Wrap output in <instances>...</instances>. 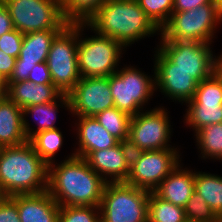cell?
Wrapping results in <instances>:
<instances>
[{
    "label": "cell",
    "instance_id": "obj_1",
    "mask_svg": "<svg viewBox=\"0 0 222 222\" xmlns=\"http://www.w3.org/2000/svg\"><path fill=\"white\" fill-rule=\"evenodd\" d=\"M48 165L47 191L60 206L99 207L107 182L84 158L74 155Z\"/></svg>",
    "mask_w": 222,
    "mask_h": 222
},
{
    "label": "cell",
    "instance_id": "obj_2",
    "mask_svg": "<svg viewBox=\"0 0 222 222\" xmlns=\"http://www.w3.org/2000/svg\"><path fill=\"white\" fill-rule=\"evenodd\" d=\"M0 187L6 196L37 194L48 188V165L29 141L0 147Z\"/></svg>",
    "mask_w": 222,
    "mask_h": 222
},
{
    "label": "cell",
    "instance_id": "obj_3",
    "mask_svg": "<svg viewBox=\"0 0 222 222\" xmlns=\"http://www.w3.org/2000/svg\"><path fill=\"white\" fill-rule=\"evenodd\" d=\"M86 25L94 33L120 42L124 48L160 32L136 0H107Z\"/></svg>",
    "mask_w": 222,
    "mask_h": 222
},
{
    "label": "cell",
    "instance_id": "obj_4",
    "mask_svg": "<svg viewBox=\"0 0 222 222\" xmlns=\"http://www.w3.org/2000/svg\"><path fill=\"white\" fill-rule=\"evenodd\" d=\"M222 21V9L215 3L198 8L173 12L161 28V40L211 43L216 25Z\"/></svg>",
    "mask_w": 222,
    "mask_h": 222
},
{
    "label": "cell",
    "instance_id": "obj_5",
    "mask_svg": "<svg viewBox=\"0 0 222 222\" xmlns=\"http://www.w3.org/2000/svg\"><path fill=\"white\" fill-rule=\"evenodd\" d=\"M72 25L78 30L77 62L80 77H108L116 73L124 46L97 33L91 38H79L86 23Z\"/></svg>",
    "mask_w": 222,
    "mask_h": 222
},
{
    "label": "cell",
    "instance_id": "obj_6",
    "mask_svg": "<svg viewBox=\"0 0 222 222\" xmlns=\"http://www.w3.org/2000/svg\"><path fill=\"white\" fill-rule=\"evenodd\" d=\"M149 195L125 182L107 183L99 206L101 222H148Z\"/></svg>",
    "mask_w": 222,
    "mask_h": 222
},
{
    "label": "cell",
    "instance_id": "obj_7",
    "mask_svg": "<svg viewBox=\"0 0 222 222\" xmlns=\"http://www.w3.org/2000/svg\"><path fill=\"white\" fill-rule=\"evenodd\" d=\"M9 11L14 29L25 34L43 30H63L69 23L61 0H1Z\"/></svg>",
    "mask_w": 222,
    "mask_h": 222
},
{
    "label": "cell",
    "instance_id": "obj_8",
    "mask_svg": "<svg viewBox=\"0 0 222 222\" xmlns=\"http://www.w3.org/2000/svg\"><path fill=\"white\" fill-rule=\"evenodd\" d=\"M78 30L68 24L52 41L46 63L53 85L68 95L80 80L77 62Z\"/></svg>",
    "mask_w": 222,
    "mask_h": 222
},
{
    "label": "cell",
    "instance_id": "obj_9",
    "mask_svg": "<svg viewBox=\"0 0 222 222\" xmlns=\"http://www.w3.org/2000/svg\"><path fill=\"white\" fill-rule=\"evenodd\" d=\"M178 149L131 153L130 172L125 183L153 192L180 164Z\"/></svg>",
    "mask_w": 222,
    "mask_h": 222
},
{
    "label": "cell",
    "instance_id": "obj_10",
    "mask_svg": "<svg viewBox=\"0 0 222 222\" xmlns=\"http://www.w3.org/2000/svg\"><path fill=\"white\" fill-rule=\"evenodd\" d=\"M146 111L131 116L127 141L131 153L177 149L168 144L172 132L168 112L163 106Z\"/></svg>",
    "mask_w": 222,
    "mask_h": 222
},
{
    "label": "cell",
    "instance_id": "obj_11",
    "mask_svg": "<svg viewBox=\"0 0 222 222\" xmlns=\"http://www.w3.org/2000/svg\"><path fill=\"white\" fill-rule=\"evenodd\" d=\"M109 86L114 107L134 116L142 111L143 105L152 97L155 80L136 67L125 66L109 76Z\"/></svg>",
    "mask_w": 222,
    "mask_h": 222
},
{
    "label": "cell",
    "instance_id": "obj_12",
    "mask_svg": "<svg viewBox=\"0 0 222 222\" xmlns=\"http://www.w3.org/2000/svg\"><path fill=\"white\" fill-rule=\"evenodd\" d=\"M160 42L158 49L172 62V69L191 73L198 84L214 73L218 56H213L210 48L212 43L176 40Z\"/></svg>",
    "mask_w": 222,
    "mask_h": 222
},
{
    "label": "cell",
    "instance_id": "obj_13",
    "mask_svg": "<svg viewBox=\"0 0 222 222\" xmlns=\"http://www.w3.org/2000/svg\"><path fill=\"white\" fill-rule=\"evenodd\" d=\"M185 122L197 132L205 125L222 123V84L213 73L197 85Z\"/></svg>",
    "mask_w": 222,
    "mask_h": 222
},
{
    "label": "cell",
    "instance_id": "obj_14",
    "mask_svg": "<svg viewBox=\"0 0 222 222\" xmlns=\"http://www.w3.org/2000/svg\"><path fill=\"white\" fill-rule=\"evenodd\" d=\"M70 112L78 117H95L114 107L108 77H81L68 94Z\"/></svg>",
    "mask_w": 222,
    "mask_h": 222
},
{
    "label": "cell",
    "instance_id": "obj_15",
    "mask_svg": "<svg viewBox=\"0 0 222 222\" xmlns=\"http://www.w3.org/2000/svg\"><path fill=\"white\" fill-rule=\"evenodd\" d=\"M154 80L155 89H160L171 100L189 102L195 95L198 83L191 73L172 69V62L159 50L155 51ZM158 87V88H157Z\"/></svg>",
    "mask_w": 222,
    "mask_h": 222
},
{
    "label": "cell",
    "instance_id": "obj_16",
    "mask_svg": "<svg viewBox=\"0 0 222 222\" xmlns=\"http://www.w3.org/2000/svg\"><path fill=\"white\" fill-rule=\"evenodd\" d=\"M62 30H43L24 34L20 54L10 78L6 82L28 80L36 64L46 62L52 41Z\"/></svg>",
    "mask_w": 222,
    "mask_h": 222
},
{
    "label": "cell",
    "instance_id": "obj_17",
    "mask_svg": "<svg viewBox=\"0 0 222 222\" xmlns=\"http://www.w3.org/2000/svg\"><path fill=\"white\" fill-rule=\"evenodd\" d=\"M84 159L107 183L126 182L128 178L131 150L127 142H119L105 150L92 151Z\"/></svg>",
    "mask_w": 222,
    "mask_h": 222
},
{
    "label": "cell",
    "instance_id": "obj_18",
    "mask_svg": "<svg viewBox=\"0 0 222 222\" xmlns=\"http://www.w3.org/2000/svg\"><path fill=\"white\" fill-rule=\"evenodd\" d=\"M7 97L21 109L50 103L62 95L53 84H35L31 81L5 82Z\"/></svg>",
    "mask_w": 222,
    "mask_h": 222
},
{
    "label": "cell",
    "instance_id": "obj_19",
    "mask_svg": "<svg viewBox=\"0 0 222 222\" xmlns=\"http://www.w3.org/2000/svg\"><path fill=\"white\" fill-rule=\"evenodd\" d=\"M60 206L46 190L37 194H18L20 222H59Z\"/></svg>",
    "mask_w": 222,
    "mask_h": 222
},
{
    "label": "cell",
    "instance_id": "obj_20",
    "mask_svg": "<svg viewBox=\"0 0 222 222\" xmlns=\"http://www.w3.org/2000/svg\"><path fill=\"white\" fill-rule=\"evenodd\" d=\"M77 136L79 147L75 156L85 158L95 150L112 148L119 143L94 117H78Z\"/></svg>",
    "mask_w": 222,
    "mask_h": 222
},
{
    "label": "cell",
    "instance_id": "obj_21",
    "mask_svg": "<svg viewBox=\"0 0 222 222\" xmlns=\"http://www.w3.org/2000/svg\"><path fill=\"white\" fill-rule=\"evenodd\" d=\"M194 180L195 173L182 169L179 164L153 192L163 200L184 207L195 191Z\"/></svg>",
    "mask_w": 222,
    "mask_h": 222
},
{
    "label": "cell",
    "instance_id": "obj_22",
    "mask_svg": "<svg viewBox=\"0 0 222 222\" xmlns=\"http://www.w3.org/2000/svg\"><path fill=\"white\" fill-rule=\"evenodd\" d=\"M28 141L23 129V109L6 97L0 104V147Z\"/></svg>",
    "mask_w": 222,
    "mask_h": 222
},
{
    "label": "cell",
    "instance_id": "obj_23",
    "mask_svg": "<svg viewBox=\"0 0 222 222\" xmlns=\"http://www.w3.org/2000/svg\"><path fill=\"white\" fill-rule=\"evenodd\" d=\"M60 101V102H59ZM60 103L61 105L57 104ZM69 109L70 111V99L68 95L62 94L58 101L40 104V105H34L29 106L23 109V129L25 131V134L27 136V139L29 140L34 134L44 131V130H51L57 128L55 124V120L57 118V111L58 106H63ZM28 114L33 115L39 125L38 128L35 130L30 128V124L28 120H26V116Z\"/></svg>",
    "mask_w": 222,
    "mask_h": 222
},
{
    "label": "cell",
    "instance_id": "obj_24",
    "mask_svg": "<svg viewBox=\"0 0 222 222\" xmlns=\"http://www.w3.org/2000/svg\"><path fill=\"white\" fill-rule=\"evenodd\" d=\"M194 188L195 192L202 196L222 219V177L205 172H195Z\"/></svg>",
    "mask_w": 222,
    "mask_h": 222
},
{
    "label": "cell",
    "instance_id": "obj_25",
    "mask_svg": "<svg viewBox=\"0 0 222 222\" xmlns=\"http://www.w3.org/2000/svg\"><path fill=\"white\" fill-rule=\"evenodd\" d=\"M195 133L201 158L222 160V123L205 125Z\"/></svg>",
    "mask_w": 222,
    "mask_h": 222
},
{
    "label": "cell",
    "instance_id": "obj_26",
    "mask_svg": "<svg viewBox=\"0 0 222 222\" xmlns=\"http://www.w3.org/2000/svg\"><path fill=\"white\" fill-rule=\"evenodd\" d=\"M28 141L36 154L49 165L63 144V134L58 128L44 130L34 134Z\"/></svg>",
    "mask_w": 222,
    "mask_h": 222
},
{
    "label": "cell",
    "instance_id": "obj_27",
    "mask_svg": "<svg viewBox=\"0 0 222 222\" xmlns=\"http://www.w3.org/2000/svg\"><path fill=\"white\" fill-rule=\"evenodd\" d=\"M148 222H187L184 208L174 205L150 192Z\"/></svg>",
    "mask_w": 222,
    "mask_h": 222
},
{
    "label": "cell",
    "instance_id": "obj_28",
    "mask_svg": "<svg viewBox=\"0 0 222 222\" xmlns=\"http://www.w3.org/2000/svg\"><path fill=\"white\" fill-rule=\"evenodd\" d=\"M119 142H127L131 116L116 107L106 109L94 117Z\"/></svg>",
    "mask_w": 222,
    "mask_h": 222
},
{
    "label": "cell",
    "instance_id": "obj_29",
    "mask_svg": "<svg viewBox=\"0 0 222 222\" xmlns=\"http://www.w3.org/2000/svg\"><path fill=\"white\" fill-rule=\"evenodd\" d=\"M107 0H61L62 12L69 24L87 23Z\"/></svg>",
    "mask_w": 222,
    "mask_h": 222
},
{
    "label": "cell",
    "instance_id": "obj_30",
    "mask_svg": "<svg viewBox=\"0 0 222 222\" xmlns=\"http://www.w3.org/2000/svg\"><path fill=\"white\" fill-rule=\"evenodd\" d=\"M183 208L187 222H221L206 200L195 191Z\"/></svg>",
    "mask_w": 222,
    "mask_h": 222
},
{
    "label": "cell",
    "instance_id": "obj_31",
    "mask_svg": "<svg viewBox=\"0 0 222 222\" xmlns=\"http://www.w3.org/2000/svg\"><path fill=\"white\" fill-rule=\"evenodd\" d=\"M146 16L159 29L168 22L173 13L174 0H136Z\"/></svg>",
    "mask_w": 222,
    "mask_h": 222
},
{
    "label": "cell",
    "instance_id": "obj_32",
    "mask_svg": "<svg viewBox=\"0 0 222 222\" xmlns=\"http://www.w3.org/2000/svg\"><path fill=\"white\" fill-rule=\"evenodd\" d=\"M59 222H101L100 209L96 206H62Z\"/></svg>",
    "mask_w": 222,
    "mask_h": 222
},
{
    "label": "cell",
    "instance_id": "obj_33",
    "mask_svg": "<svg viewBox=\"0 0 222 222\" xmlns=\"http://www.w3.org/2000/svg\"><path fill=\"white\" fill-rule=\"evenodd\" d=\"M24 34L13 29L0 36V50L6 54L18 58L23 43Z\"/></svg>",
    "mask_w": 222,
    "mask_h": 222
},
{
    "label": "cell",
    "instance_id": "obj_34",
    "mask_svg": "<svg viewBox=\"0 0 222 222\" xmlns=\"http://www.w3.org/2000/svg\"><path fill=\"white\" fill-rule=\"evenodd\" d=\"M0 222H20L18 194L6 196V198L0 203Z\"/></svg>",
    "mask_w": 222,
    "mask_h": 222
},
{
    "label": "cell",
    "instance_id": "obj_35",
    "mask_svg": "<svg viewBox=\"0 0 222 222\" xmlns=\"http://www.w3.org/2000/svg\"><path fill=\"white\" fill-rule=\"evenodd\" d=\"M28 81L35 84H53L47 63L42 62L36 64L34 69L30 71Z\"/></svg>",
    "mask_w": 222,
    "mask_h": 222
},
{
    "label": "cell",
    "instance_id": "obj_36",
    "mask_svg": "<svg viewBox=\"0 0 222 222\" xmlns=\"http://www.w3.org/2000/svg\"><path fill=\"white\" fill-rule=\"evenodd\" d=\"M16 58L0 50V80L5 83L11 76Z\"/></svg>",
    "mask_w": 222,
    "mask_h": 222
},
{
    "label": "cell",
    "instance_id": "obj_37",
    "mask_svg": "<svg viewBox=\"0 0 222 222\" xmlns=\"http://www.w3.org/2000/svg\"><path fill=\"white\" fill-rule=\"evenodd\" d=\"M212 0H174L173 12H183L198 8L201 5L209 4Z\"/></svg>",
    "mask_w": 222,
    "mask_h": 222
},
{
    "label": "cell",
    "instance_id": "obj_38",
    "mask_svg": "<svg viewBox=\"0 0 222 222\" xmlns=\"http://www.w3.org/2000/svg\"><path fill=\"white\" fill-rule=\"evenodd\" d=\"M14 29L13 21L6 6L0 2V36Z\"/></svg>",
    "mask_w": 222,
    "mask_h": 222
},
{
    "label": "cell",
    "instance_id": "obj_39",
    "mask_svg": "<svg viewBox=\"0 0 222 222\" xmlns=\"http://www.w3.org/2000/svg\"><path fill=\"white\" fill-rule=\"evenodd\" d=\"M214 74L218 77V79L222 84V55H220L216 61L214 67Z\"/></svg>",
    "mask_w": 222,
    "mask_h": 222
},
{
    "label": "cell",
    "instance_id": "obj_40",
    "mask_svg": "<svg viewBox=\"0 0 222 222\" xmlns=\"http://www.w3.org/2000/svg\"><path fill=\"white\" fill-rule=\"evenodd\" d=\"M7 97V91L6 90H0V104L3 102V100Z\"/></svg>",
    "mask_w": 222,
    "mask_h": 222
},
{
    "label": "cell",
    "instance_id": "obj_41",
    "mask_svg": "<svg viewBox=\"0 0 222 222\" xmlns=\"http://www.w3.org/2000/svg\"><path fill=\"white\" fill-rule=\"evenodd\" d=\"M6 198V195L4 194L3 190L0 187V203Z\"/></svg>",
    "mask_w": 222,
    "mask_h": 222
},
{
    "label": "cell",
    "instance_id": "obj_42",
    "mask_svg": "<svg viewBox=\"0 0 222 222\" xmlns=\"http://www.w3.org/2000/svg\"><path fill=\"white\" fill-rule=\"evenodd\" d=\"M212 2L217 4L222 9V0H212Z\"/></svg>",
    "mask_w": 222,
    "mask_h": 222
},
{
    "label": "cell",
    "instance_id": "obj_43",
    "mask_svg": "<svg viewBox=\"0 0 222 222\" xmlns=\"http://www.w3.org/2000/svg\"><path fill=\"white\" fill-rule=\"evenodd\" d=\"M0 90H6V86L1 80H0Z\"/></svg>",
    "mask_w": 222,
    "mask_h": 222
}]
</instances>
